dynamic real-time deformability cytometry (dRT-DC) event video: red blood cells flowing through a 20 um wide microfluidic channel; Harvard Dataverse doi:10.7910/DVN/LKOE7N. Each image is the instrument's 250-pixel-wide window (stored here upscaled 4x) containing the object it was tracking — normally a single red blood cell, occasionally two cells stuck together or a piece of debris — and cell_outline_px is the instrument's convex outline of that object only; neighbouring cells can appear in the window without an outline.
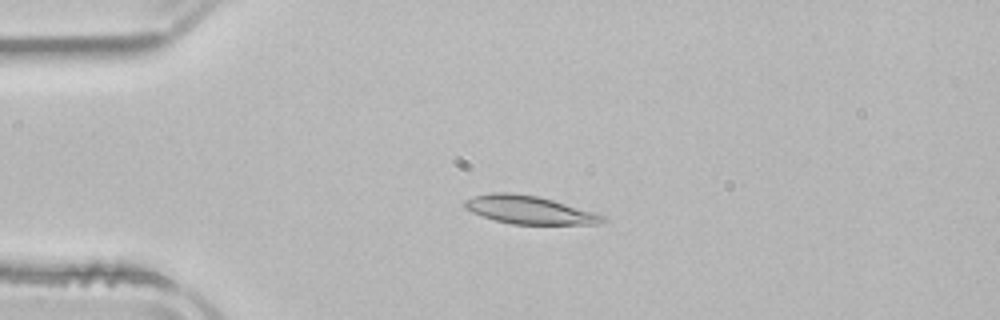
{"species": "common noctule bat (a hibernating species)", "species_latin": "Nyctalus noctula", "temperature_condition": "room temperature", "stored_images_in_passage": 3, "camera_frame_rate_fps": 3000, "um_per_image_px": 0.085, "animal": {"sex": "male", "body_mass_g": 21.5, "forearm_length_mm": 52.0}, "frame": {"image": 1, "passage_image": 3, "time_ms": 3.333, "image_size_px": [1000, 320], "cell_outline_px": [[608, 220], [596, 224], [512, 224], [496, 220], [472, 212], [464, 208], [464, 200], [472, 196], [492, 192], [512, 192], [536, 196], [552, 200], [592, 212], [604, 216]], "centroid_in_image_um": [44.93, 17.83], "position_along_channel_um": 40.1, "area_um2": 22.31}}